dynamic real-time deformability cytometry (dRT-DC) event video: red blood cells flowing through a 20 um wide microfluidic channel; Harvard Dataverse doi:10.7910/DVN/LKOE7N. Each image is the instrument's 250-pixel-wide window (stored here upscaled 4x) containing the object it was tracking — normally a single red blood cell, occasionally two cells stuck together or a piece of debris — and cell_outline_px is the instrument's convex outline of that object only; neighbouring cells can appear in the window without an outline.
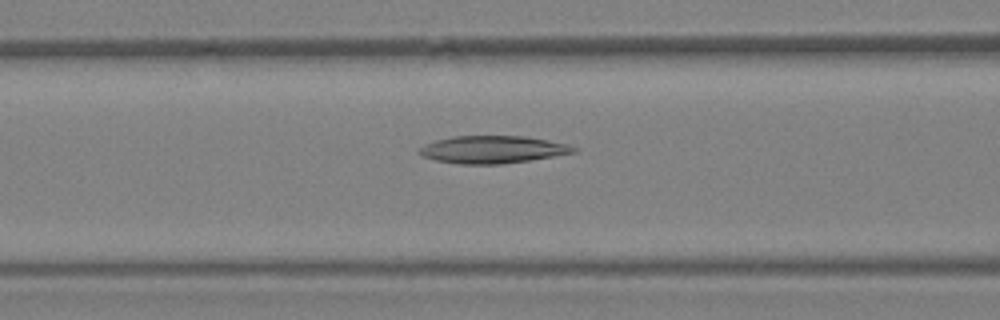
{"species": "Egyptian fruit bat (a non-hibernating species)", "species_latin": "Rousettus aegyptiacus", "temperature_condition": "warm", "stored_images_in_passage": 33, "camera_frame_rate_fps": 3000, "um_per_image_px": 0.085, "animal": {"sex": "female"}, "frame": {"image": 1, "passage_image": 11, "time_ms": 3.333, "image_size_px": [1000, 320], "cell_outline_px": [[580, 148], [576, 152], [532, 160], [500, 164], [456, 164], [436, 160], [424, 156], [416, 152], [424, 144], [436, 140], [452, 136], [524, 136], [548, 140], [568, 144]], "centroid_in_image_um": [41.89, 12.71], "position_along_channel_um": 124.7, "area_um2": 24.85}}
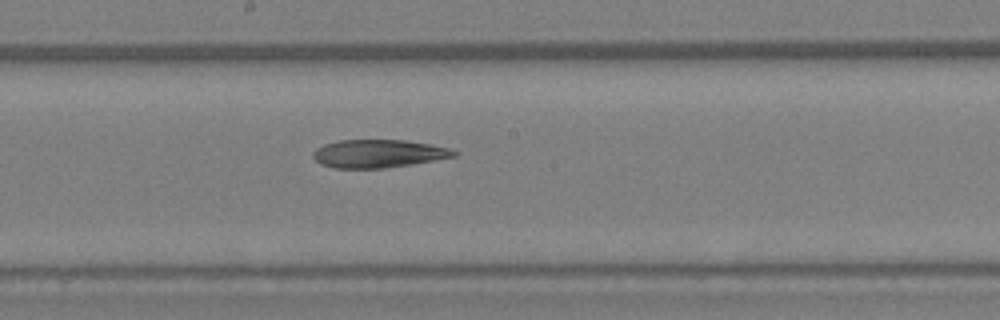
{"frame": {"image": 2, "passage_image": 16, "time_ms": 5.0, "image_size_px": [1000, 320], "cell_outline_px": [[456, 156], [412, 164], [384, 168], [332, 168], [320, 164], [312, 156], [312, 152], [316, 148], [324, 144], [340, 140], [408, 140], [452, 148], [456, 152]], "centroid_in_image_um": [32.14, 13.05], "position_along_channel_um": 216.1, "area_um2": 23.12}}
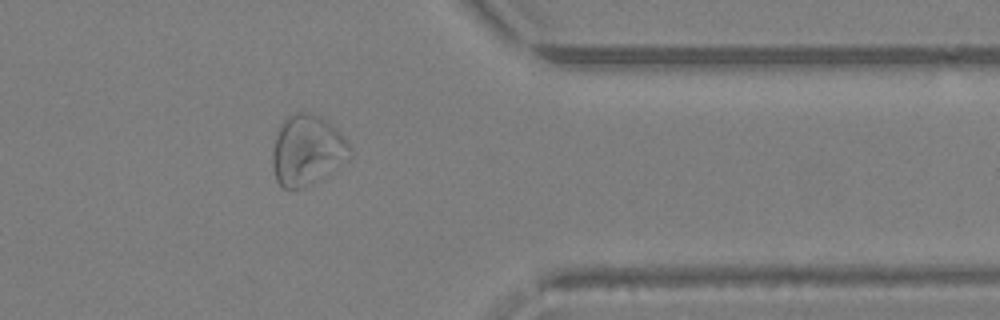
{"frame": {"image": 3, "passage_image": 26, "time_ms": 8.333, "image_size_px": [1000, 320], "cell_outline_px": [[352, 156], [348, 160], [316, 180], [300, 188], [284, 188], [276, 180], [272, 168], [272, 152], [276, 136], [280, 124], [288, 116], [296, 112], [308, 112], [320, 116], [332, 124], [348, 140], [352, 148]], "centroid_in_image_um": [26.12, 12.74], "position_along_channel_um": 385.3, "area_um2": 31.67}}